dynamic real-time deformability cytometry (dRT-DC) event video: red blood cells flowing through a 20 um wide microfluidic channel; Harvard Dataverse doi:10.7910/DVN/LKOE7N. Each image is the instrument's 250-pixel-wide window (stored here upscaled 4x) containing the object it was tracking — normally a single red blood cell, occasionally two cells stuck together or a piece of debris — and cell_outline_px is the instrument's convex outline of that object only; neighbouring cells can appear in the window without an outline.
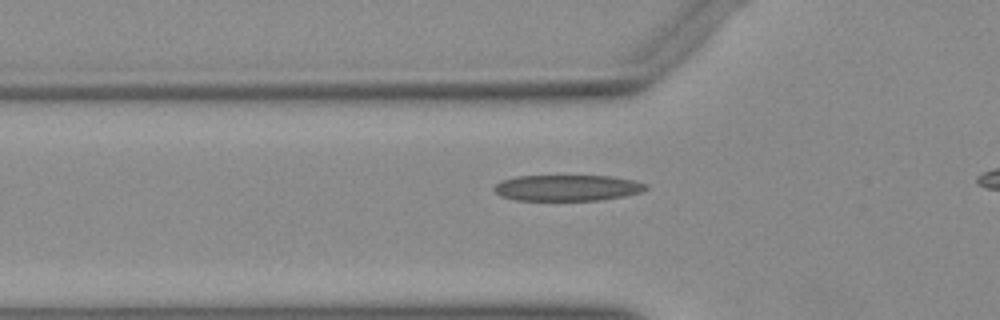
{"species": "Egyptian fruit bat (a non-hibernating species)", "species_latin": "Rousettus aegyptiacus", "temperature_condition": "warm", "stored_images_in_passage": 37, "camera_frame_rate_fps": 3000, "um_per_image_px": 0.085, "animal": {"sex": "female"}, "frame": {"image": 1, "passage_image": 9, "time_ms": 2.667, "image_size_px": [1000, 320], "cell_outline_px": [[648, 188], [644, 192], [624, 196], [600, 200], [516, 200], [500, 196], [492, 188], [496, 184], [504, 180], [516, 176], [612, 176], [632, 180], [648, 184]], "centroid_in_image_um": [48.26, 15.97], "position_along_channel_um": 77.5, "area_um2": 23.06}}
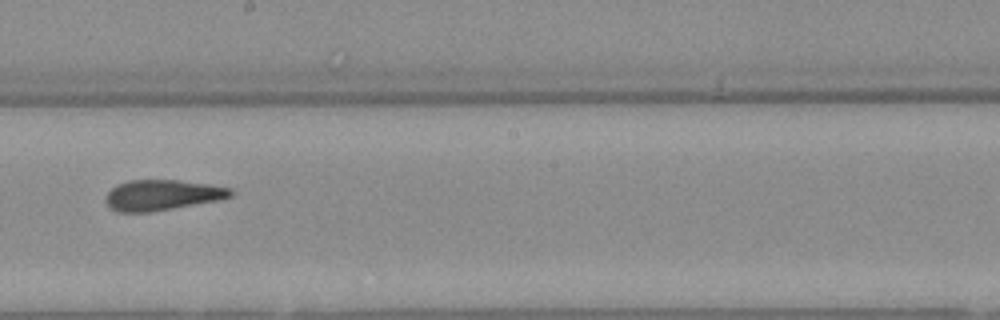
{"frame": {"image": 2, "passage_image": 21, "time_ms": 6.667, "image_size_px": [1000, 320], "cell_outline_px": [[232, 196], [216, 200], [172, 208], [148, 212], [116, 212], [108, 204], [108, 192], [116, 184], [128, 180], [176, 180], [208, 184], [232, 188]], "centroid_in_image_um": [13.78, 16.57], "position_along_channel_um": 234.4, "area_um2": 21.79}}
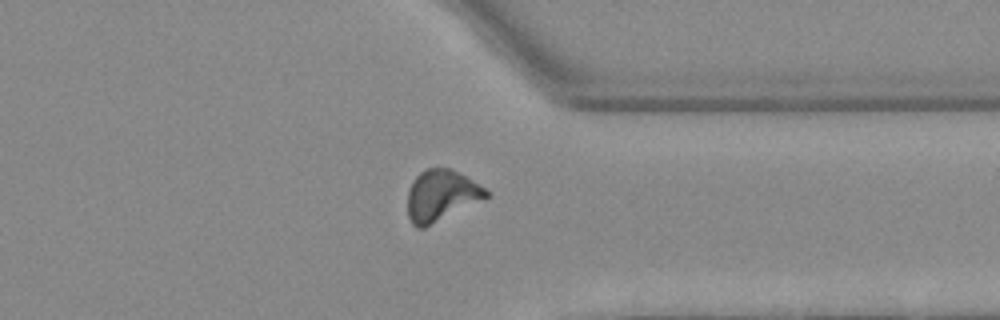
{"frame": {"image": 3, "passage_image": 32, "time_ms": 10.333, "image_size_px": [1000, 320], "cell_outline_px": [[492, 196], [424, 228], [416, 228], [412, 224], [408, 216], [408, 192], [412, 180], [420, 172], [428, 168], [448, 168], [464, 176], [484, 188]], "centroid_in_image_um": [37.49, 16.65], "position_along_channel_um": 373.9, "area_um2": 23.29}}